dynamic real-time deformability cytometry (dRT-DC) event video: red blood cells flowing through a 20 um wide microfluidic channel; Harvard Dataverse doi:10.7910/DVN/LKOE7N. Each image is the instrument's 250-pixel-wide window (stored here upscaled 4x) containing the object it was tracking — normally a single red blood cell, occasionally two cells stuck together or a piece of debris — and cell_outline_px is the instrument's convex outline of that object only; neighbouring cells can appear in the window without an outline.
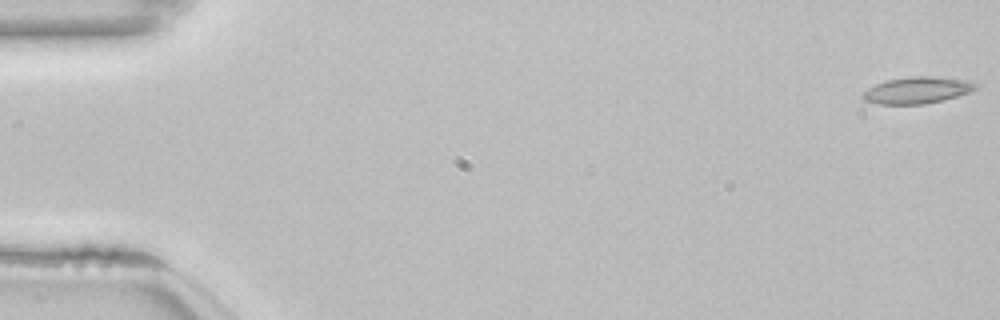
{"species": "common noctule bat (a hibernating species)", "species_latin": "Nyctalus noctula", "temperature_condition": "room temperature", "stored_images_in_passage": 54, "camera_frame_rate_fps": 3000, "um_per_image_px": 0.085, "animal": {"sex": "female", "body_mass_g": 22.7, "forearm_length_mm": 54.2}, "frame": {"image": 1, "passage_image": 1, "time_ms": 0.0, "image_size_px": [1000, 320], "cell_outline_px": [[980, 84], [976, 88], [968, 92], [944, 100], [924, 104], [880, 104], [864, 100], [860, 96], [868, 88], [876, 84], [888, 80], [912, 76], [932, 76], [968, 80]], "centroid_in_image_um": [77.97, 7.66], "position_along_channel_um": 7.0, "area_um2": 17.46}}
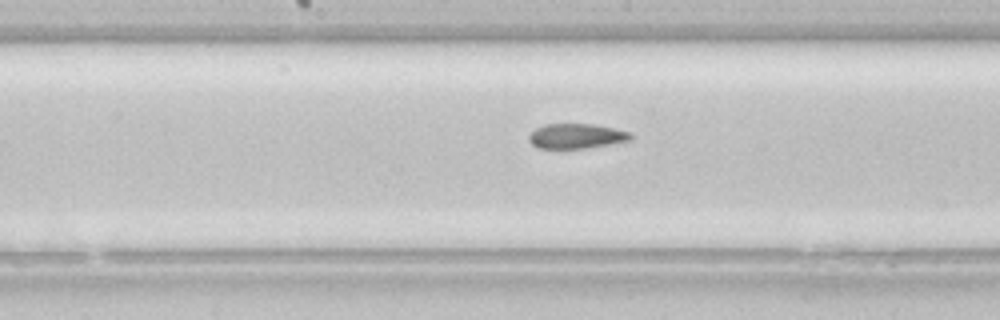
{"frame": {"image": 2, "passage_image": 28, "time_ms": 9.0, "image_size_px": [1000, 320], "cell_outline_px": [[632, 140], [584, 148], [536, 148], [528, 140], [528, 136], [536, 128], [544, 124], [592, 124], [632, 132]], "centroid_in_image_um": [48.98, 11.56], "position_along_channel_um": 199.2, "area_um2": 14.68}}
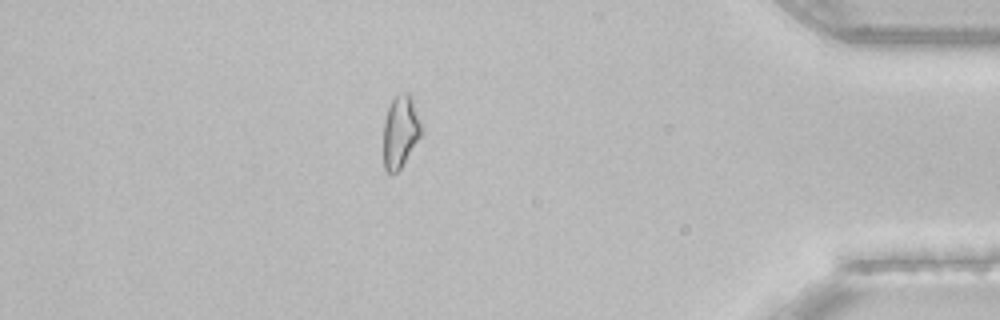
{"frame": {"image": 3, "passage_image": 47, "time_ms": 15.333, "image_size_px": [1000, 320], "cell_outline_px": [[424, 132], [400, 168], [392, 176], [384, 168], [384, 120], [388, 108], [392, 100], [396, 96], [404, 92], [408, 92], [412, 96]], "centroid_in_image_um": [34.05, 11.18], "position_along_channel_um": 401.1, "area_um2": 16.07}, "authors_computed_cell_mechanics": {"area_um2": 15.9528, "velocity_mm_per_s": 3.853, "shape_relaxation_time_tau1_ms": null, "shape_relaxation_time_tau2_ms": 4.4036, "deformation_change_tau1": null, "deformation_change_tau2": 0.0907}}